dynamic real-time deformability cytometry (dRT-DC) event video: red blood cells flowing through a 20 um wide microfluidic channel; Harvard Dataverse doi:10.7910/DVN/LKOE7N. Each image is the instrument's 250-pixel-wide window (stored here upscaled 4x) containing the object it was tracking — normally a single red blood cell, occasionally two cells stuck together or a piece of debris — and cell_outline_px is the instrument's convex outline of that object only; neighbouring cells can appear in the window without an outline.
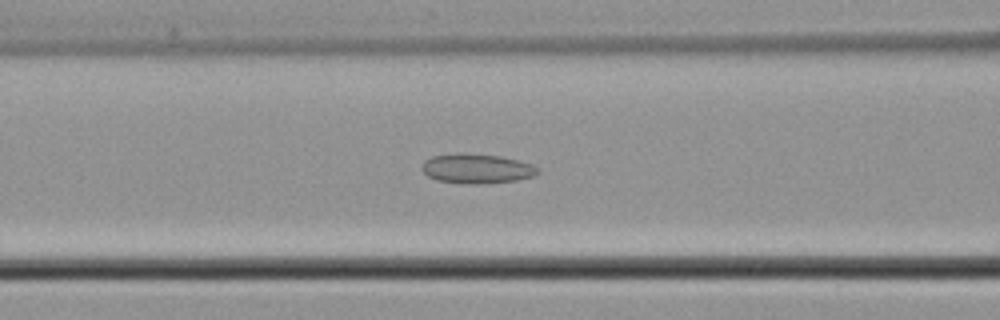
{"species": "common noctule bat (a hibernating species)", "species_latin": "Nyctalus noctula", "temperature_condition": "cold", "stored_images_in_passage": 43, "camera_frame_rate_fps": 3000, "um_per_image_px": 0.085, "animal": {"sex": "male", "body_mass_g": 21.5, "forearm_length_mm": 52.0}, "frame": {"image": 1, "passage_image": 12, "time_ms": 3.667, "image_size_px": [1000, 320], "cell_outline_px": [[540, 172], [532, 176], [516, 180], [480, 184], [464, 184], [436, 180], [428, 176], [420, 168], [424, 160], [432, 156], [456, 152], [464, 152], [500, 156], [532, 164], [540, 168]], "centroid_in_image_um": [40.49, 14.32], "position_along_channel_um": 126.1, "area_um2": 20.29}}
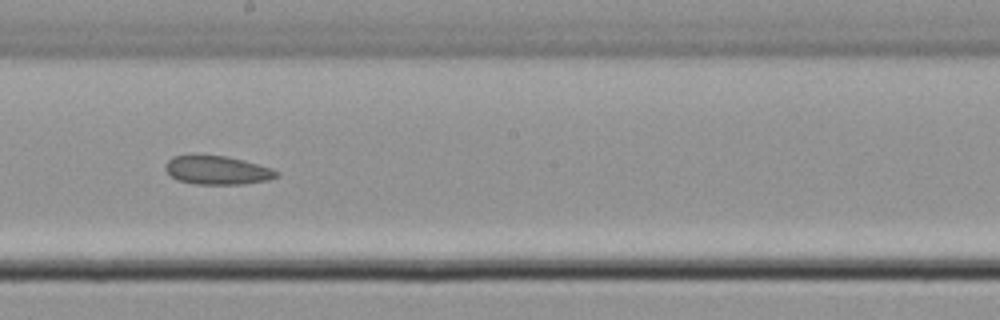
{"frame": {"image": 2, "passage_image": 20, "time_ms": 6.333, "image_size_px": [1000, 320], "cell_outline_px": [[280, 176], [268, 180], [240, 184], [196, 184], [180, 180], [172, 176], [164, 168], [168, 160], [172, 156], [228, 156], [244, 160], [272, 168], [280, 172]], "centroid_in_image_um": [18.53, 14.47], "position_along_channel_um": 229.7, "area_um2": 18.32}}
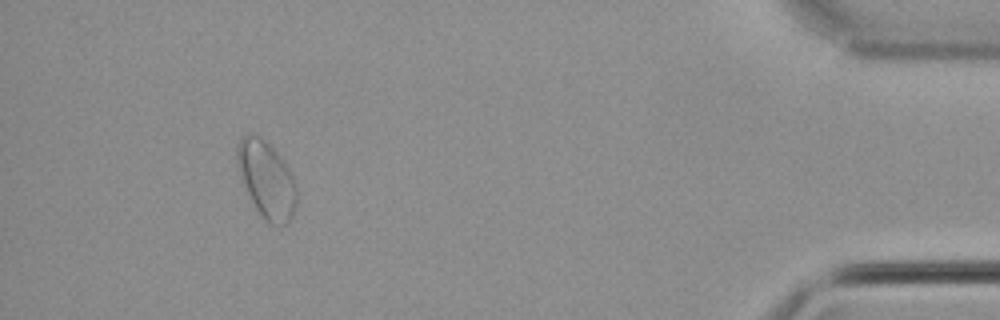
{"frame": {"image": 3, "passage_image": 39, "time_ms": 12.667, "image_size_px": [1000, 320], "cell_outline_px": [[296, 208], [292, 216], [284, 224], [268, 224], [264, 220], [256, 208], [244, 188], [236, 160], [236, 148], [240, 140], [244, 136], [256, 136], [264, 140], [284, 160], [292, 172], [296, 180]], "centroid_in_image_um": [22.67, 15.29], "position_along_channel_um": 412.5, "area_um2": 26.47}}